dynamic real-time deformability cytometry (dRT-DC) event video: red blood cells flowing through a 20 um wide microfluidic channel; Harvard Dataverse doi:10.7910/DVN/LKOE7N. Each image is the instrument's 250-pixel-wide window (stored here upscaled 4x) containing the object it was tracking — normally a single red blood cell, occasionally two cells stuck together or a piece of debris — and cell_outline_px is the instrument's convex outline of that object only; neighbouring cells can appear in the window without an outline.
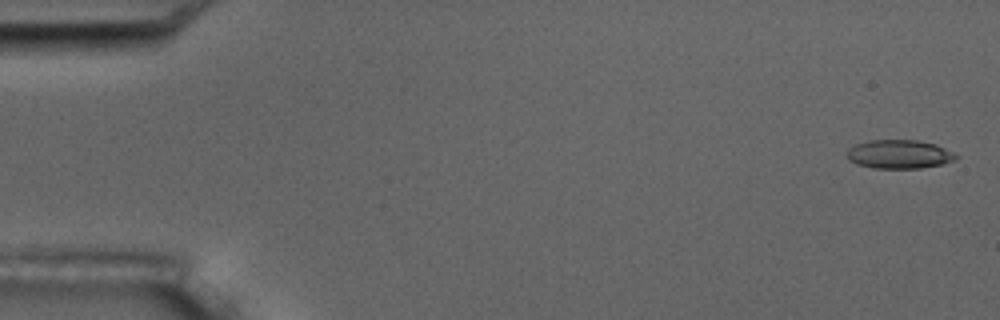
{"species": "common noctule bat (a hibernating species)", "species_latin": "Nyctalus noctula", "temperature_condition": "room temperature", "stored_images_in_passage": 3, "camera_frame_rate_fps": 3000, "um_per_image_px": 0.085, "animal": {"sex": "male", "body_mass_g": 17.5, "forearm_length_mm": 52.3}, "frame": {"image": 1, "passage_image": 1, "time_ms": 0.0, "image_size_px": [1000, 320], "cell_outline_px": [[960, 156], [956, 160], [940, 164], [920, 168], [872, 168], [856, 164], [848, 160], [848, 148], [856, 144], [868, 140], [916, 140], [936, 144]], "centroid_in_image_um": [76.43, 13.11], "position_along_channel_um": 8.6, "area_um2": 18.26}}